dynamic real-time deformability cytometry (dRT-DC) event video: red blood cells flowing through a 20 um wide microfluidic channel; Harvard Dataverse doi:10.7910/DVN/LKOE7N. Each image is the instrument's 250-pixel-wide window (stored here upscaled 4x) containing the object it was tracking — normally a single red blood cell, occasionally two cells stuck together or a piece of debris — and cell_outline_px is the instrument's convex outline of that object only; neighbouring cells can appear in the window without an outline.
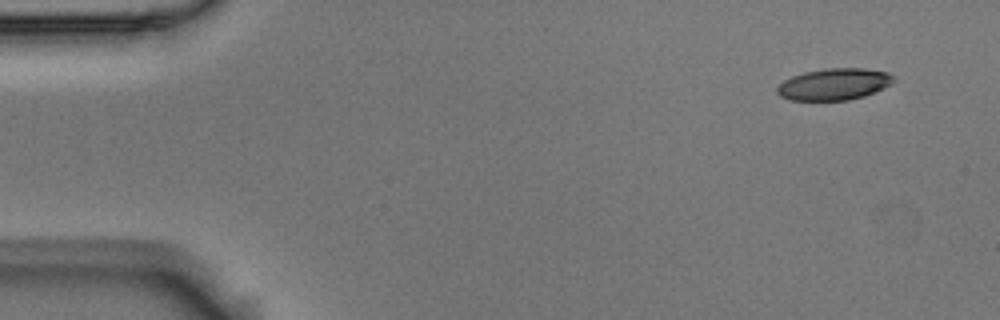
{"species": "Egyptian fruit bat (a non-hibernating species)", "species_latin": "Rousettus aegyptiacus", "temperature_condition": "room temperature", "stored_images_in_passage": 5, "camera_frame_rate_fps": 3000, "um_per_image_px": 0.085, "animal": {"sex": "male"}, "frame": {"image": 1, "passage_image": 1, "time_ms": 0.0, "image_size_px": [1000, 320], "cell_outline_px": [[896, 76], [892, 84], [876, 92], [864, 96], [848, 100], [788, 100], [780, 96], [776, 92], [776, 88], [784, 80], [792, 76], [804, 72], [828, 68], [864, 68], [888, 72]], "centroid_in_image_um": [70.92, 7.16], "position_along_channel_um": 14.1, "area_um2": 21.68}}
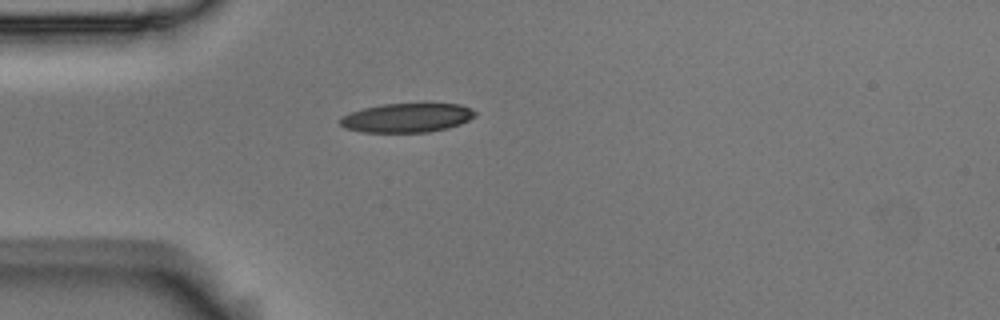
{"frame": {"image": 2, "passage_image": 4, "time_ms": 1.0, "image_size_px": [1000, 320], "cell_outline_px": [[476, 116], [460, 124], [448, 128], [428, 132], [360, 132], [344, 128], [340, 124], [340, 120], [344, 116], [352, 112], [364, 108], [380, 104], [424, 100], [460, 104], [472, 108], [476, 112]], "centroid_in_image_um": [34.67, 9.95], "position_along_channel_um": 50.3, "area_um2": 23.99}}